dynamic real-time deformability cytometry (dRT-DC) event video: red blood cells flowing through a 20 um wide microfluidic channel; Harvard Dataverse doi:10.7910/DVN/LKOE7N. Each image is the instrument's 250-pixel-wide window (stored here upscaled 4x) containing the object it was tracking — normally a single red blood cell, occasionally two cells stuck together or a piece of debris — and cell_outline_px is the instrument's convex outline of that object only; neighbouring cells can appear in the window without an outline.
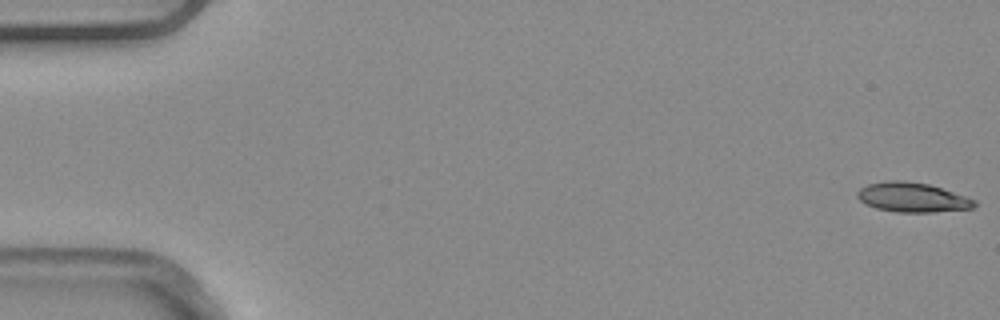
{"species": "common noctule bat (a hibernating species)", "species_latin": "Nyctalus noctula", "temperature_condition": "warm", "stored_images_in_passage": 5, "camera_frame_rate_fps": 3000, "um_per_image_px": 0.085, "animal": {"sex": "male", "body_mass_g": 20.4}, "frame": {"image": 1, "passage_image": 1, "time_ms": 0.0, "image_size_px": [1000, 320], "cell_outline_px": [[976, 204], [972, 208], [932, 212], [896, 212], [876, 208], [864, 204], [856, 196], [856, 192], [860, 188], [868, 184], [888, 180], [904, 180], [928, 184], [976, 200]], "centroid_in_image_um": [77.49, 16.77], "position_along_channel_um": 7.5, "area_um2": 20.06}}
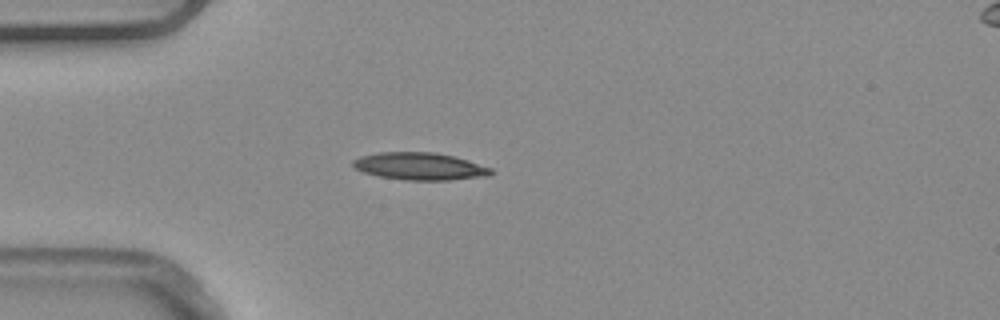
{"frame": {"image": 2, "passage_image": 5, "time_ms": 1.333, "image_size_px": [1000, 320], "cell_outline_px": [[496, 172], [488, 176], [452, 180], [404, 180], [380, 176], [364, 172], [356, 168], [352, 164], [352, 160], [360, 156], [380, 152], [436, 152], [468, 160], [492, 168]], "centroid_in_image_um": [35.72, 14.13], "position_along_channel_um": 49.3, "area_um2": 22.08}}